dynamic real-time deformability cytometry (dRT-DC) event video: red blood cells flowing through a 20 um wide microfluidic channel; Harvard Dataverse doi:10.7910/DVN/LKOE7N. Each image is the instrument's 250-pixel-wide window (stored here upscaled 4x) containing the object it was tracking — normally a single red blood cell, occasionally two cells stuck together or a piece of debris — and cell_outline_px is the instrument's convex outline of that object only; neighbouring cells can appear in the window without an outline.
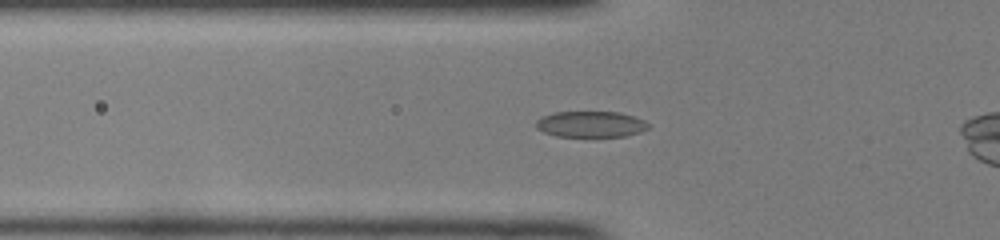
{"species": "common noctule bat (a hibernating species)", "species_latin": "Nyctalus noctula", "temperature_condition": "room temperature", "stored_images_in_passage": 43, "camera_frame_rate_fps": 3000, "um_per_image_px": 0.085, "animal": {"sex": "female", "body_mass_g": 22.0, "forearm_length_mm": 56.7}, "frame": {"image": 1, "passage_image": 13, "time_ms": 4.0, "image_size_px": [1000, 240], "cell_outline_px": [[652, 124], [648, 128], [640, 132], [624, 136], [556, 136], [544, 132], [536, 128], [536, 120], [540, 116], [556, 112], [620, 112], [644, 120]], "centroid_in_image_um": [50.21, 10.55], "position_along_channel_um": 75.6, "area_um2": 17.05}}
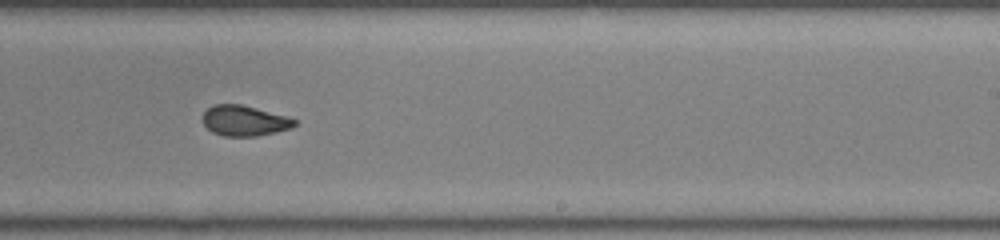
{"frame": {"image": 2, "passage_image": 27, "time_ms": 8.667, "image_size_px": [1000, 240], "cell_outline_px": [[296, 124], [292, 128], [276, 132], [256, 136], [224, 136], [212, 132], [204, 124], [204, 112], [212, 104], [240, 104], [256, 108], [284, 116], [296, 120]], "centroid_in_image_um": [20.76, 10.26], "position_along_channel_um": 268.2, "area_um2": 16.07}}
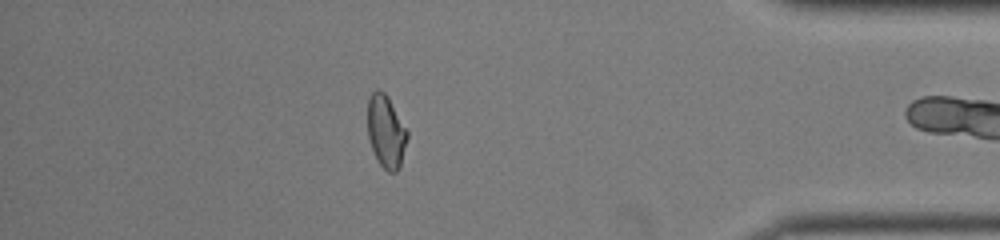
{"frame": {"image": 3, "passage_image": 39, "time_ms": 12.667, "image_size_px": [1000, 240], "cell_outline_px": [[408, 136], [400, 168], [396, 172], [388, 172], [380, 164], [372, 148], [368, 136], [368, 96], [376, 88], [380, 88], [388, 96], [408, 132]], "centroid_in_image_um": [32.81, 11.15], "position_along_channel_um": 402.4, "area_um2": 16.82}}